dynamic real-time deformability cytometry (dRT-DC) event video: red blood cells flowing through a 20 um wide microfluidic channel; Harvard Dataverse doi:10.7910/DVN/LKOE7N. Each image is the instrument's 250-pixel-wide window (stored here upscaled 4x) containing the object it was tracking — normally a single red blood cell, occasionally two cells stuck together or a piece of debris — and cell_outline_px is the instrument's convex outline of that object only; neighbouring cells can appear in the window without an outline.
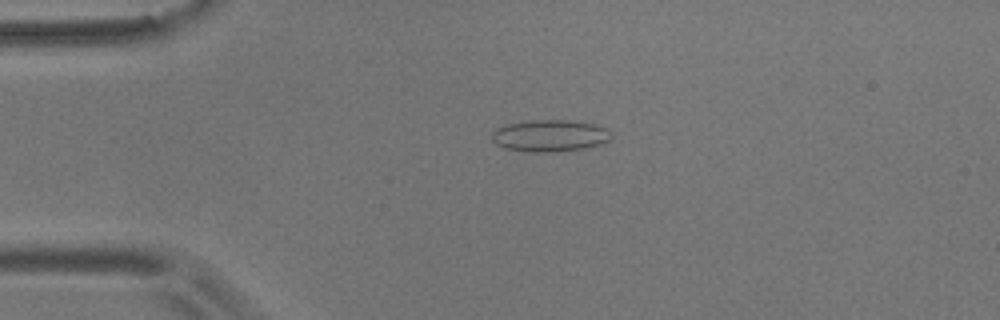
{"species": "common noctule bat (a hibernating species)", "species_latin": "Nyctalus noctula", "temperature_condition": "room temperature", "stored_images_in_passage": 55, "camera_frame_rate_fps": 3000, "um_per_image_px": 0.085, "animal": {"sex": "male", "body_mass_g": 17.9}, "frame": {"image": 1, "passage_image": 13, "time_ms": 4.0, "image_size_px": [1000, 320], "cell_outline_px": [[612, 136], [608, 140], [600, 144], [584, 148], [552, 152], [532, 152], [504, 148], [496, 144], [492, 140], [492, 132], [496, 128], [508, 124], [528, 120], [568, 120], [596, 124], [608, 128]], "centroid_in_image_um": [46.74, 11.53], "position_along_channel_um": 38.3, "area_um2": 22.2}}
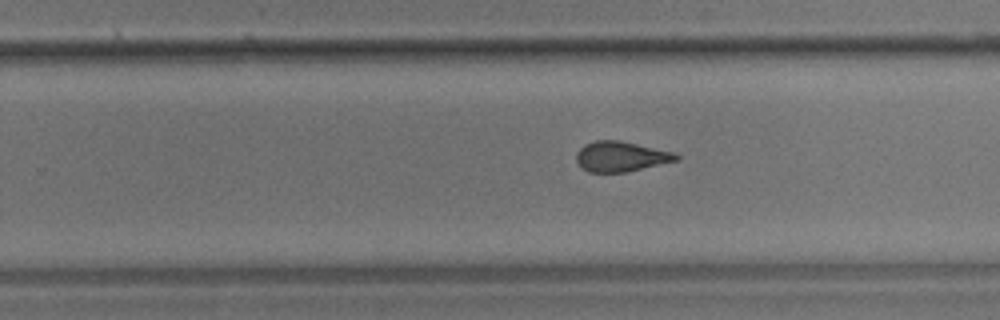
{"frame": {"image": 2, "passage_image": 35, "time_ms": 11.333, "image_size_px": [1000, 320], "cell_outline_px": [[680, 160], [624, 172], [588, 172], [576, 160], [576, 152], [584, 144], [596, 140], [620, 140], [676, 152], [680, 156]], "centroid_in_image_um": [52.81, 13.29], "position_along_channel_um": 277.0, "area_um2": 17.63}}
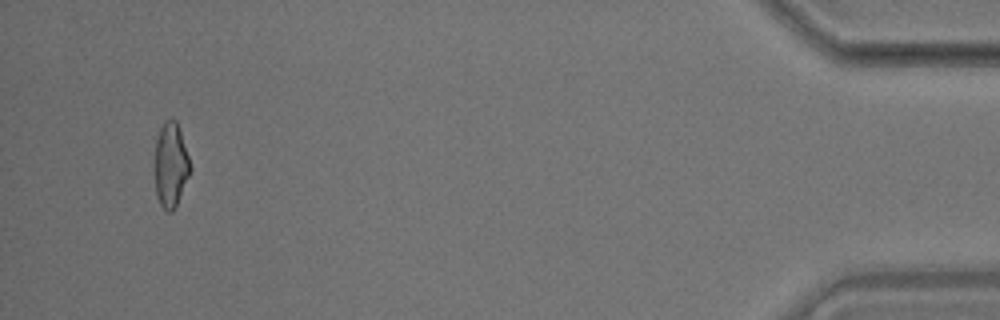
{"frame": {"image": 3, "passage_image": 53, "time_ms": 17.333, "image_size_px": [1000, 320], "cell_outline_px": [[192, 168], [176, 208], [172, 212], [168, 212], [160, 204], [156, 196], [156, 140], [160, 128], [164, 120], [176, 120]], "centroid_in_image_um": [14.53, 14.06], "position_along_channel_um": 420.7, "area_um2": 17.22}, "authors_computed_cell_mechanics": {"area_um2": 18.3226, "velocity_mm_per_s": 3.6568, "shape_relaxation_time_tau1_ms": 10.4502, "shape_relaxation_time_tau2_ms": 1.2398, "deformation_change_tau1": 0.231, "deformation_change_tau2": 0.0918}}